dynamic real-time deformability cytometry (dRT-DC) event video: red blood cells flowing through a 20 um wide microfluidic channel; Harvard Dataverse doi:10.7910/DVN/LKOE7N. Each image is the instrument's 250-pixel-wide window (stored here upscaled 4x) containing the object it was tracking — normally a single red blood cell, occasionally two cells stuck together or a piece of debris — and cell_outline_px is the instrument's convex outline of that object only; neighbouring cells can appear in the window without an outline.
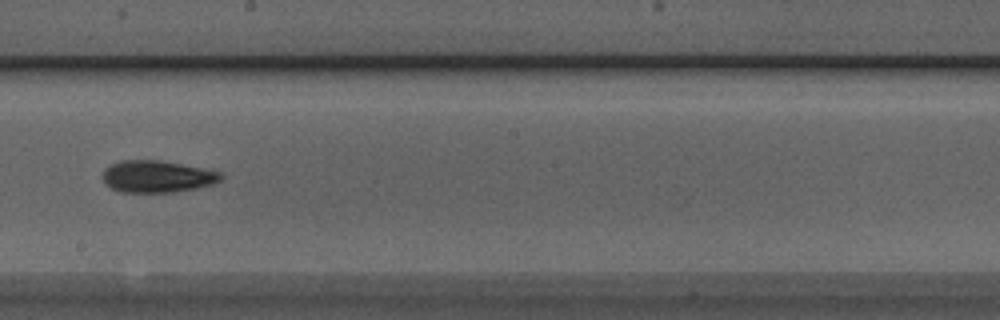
{"species": "Egyptian fruit bat (a non-hibernating species)", "species_latin": "Rousettus aegyptiacus", "temperature_condition": "room temperature", "stored_images_in_passage": 7, "camera_frame_rate_fps": 3000, "um_per_image_px": 0.085, "animal": {"sex": "male"}, "frame": {"image": 1, "passage_image": 7, "time_ms": 2.0, "image_size_px": [1000, 320], "cell_outline_px": [[224, 176], [220, 180], [212, 184], [196, 188], [172, 192], [120, 192], [104, 184], [100, 176], [104, 168], [108, 164], [120, 160], [160, 160], [204, 168], [224, 172]], "centroid_in_image_um": [13.31, 14.99], "position_along_channel_um": 234.9, "area_um2": 22.43}}